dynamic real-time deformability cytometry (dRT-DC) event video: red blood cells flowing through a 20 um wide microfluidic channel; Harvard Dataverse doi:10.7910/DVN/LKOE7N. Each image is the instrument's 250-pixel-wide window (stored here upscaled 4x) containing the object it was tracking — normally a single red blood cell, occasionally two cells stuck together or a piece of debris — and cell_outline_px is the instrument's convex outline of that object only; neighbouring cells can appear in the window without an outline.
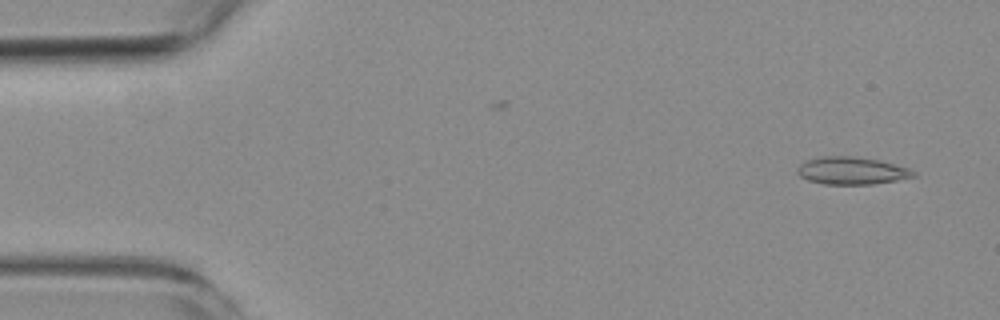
{"species": "common noctule bat (a hibernating species)", "species_latin": "Nyctalus noctula", "temperature_condition": "room temperature", "stored_images_in_passage": 3, "camera_frame_rate_fps": 3000, "um_per_image_px": 0.085, "animal": {"sex": "female", "body_mass_g": 19.3, "forearm_length_mm": 54.1}, "frame": {"image": 1, "passage_image": 3, "time_ms": 2.333, "image_size_px": [1000, 320], "cell_outline_px": [[916, 176], [896, 180], [872, 184], [824, 184], [808, 180], [800, 176], [796, 172], [796, 168], [800, 164], [808, 160], [820, 156], [852, 156], [880, 160], [908, 168], [916, 172]], "centroid_in_image_um": [72.37, 14.5], "position_along_channel_um": 12.6, "area_um2": 18.55}}